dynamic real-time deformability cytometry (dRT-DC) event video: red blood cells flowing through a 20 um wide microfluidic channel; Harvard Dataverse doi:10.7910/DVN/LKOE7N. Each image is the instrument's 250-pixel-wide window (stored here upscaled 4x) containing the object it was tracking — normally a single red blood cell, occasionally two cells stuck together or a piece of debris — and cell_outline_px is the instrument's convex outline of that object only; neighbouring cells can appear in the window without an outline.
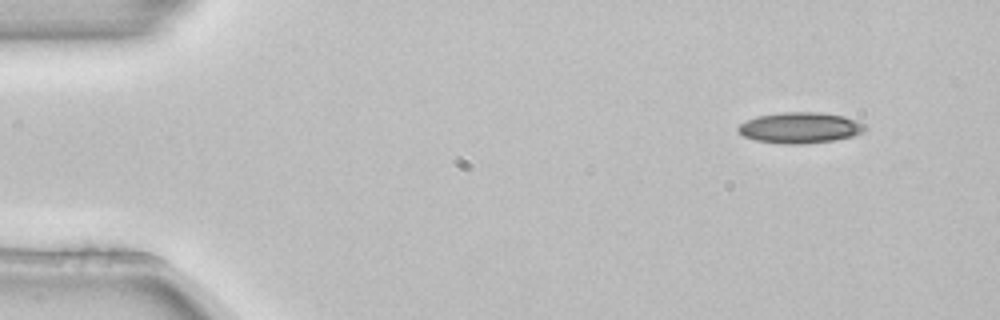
{"species": "common noctule bat (a hibernating species)", "species_latin": "Nyctalus noctula", "temperature_condition": "room temperature", "stored_images_in_passage": 4, "camera_frame_rate_fps": 3000, "um_per_image_px": 0.085, "animal": {"sex": "female", "body_mass_g": 22.7, "forearm_length_mm": 54.2}, "frame": {"image": 1, "passage_image": 1, "time_ms": 0.0, "image_size_px": [1000, 320], "cell_outline_px": [[868, 128], [864, 132], [852, 136], [832, 140], [804, 144], [780, 144], [756, 140], [744, 136], [736, 128], [740, 124], [756, 116], [784, 112], [820, 112], [844, 116], [856, 120], [864, 124]], "centroid_in_image_um": [68.02, 10.86], "position_along_channel_um": 17.0, "area_um2": 22.83}}
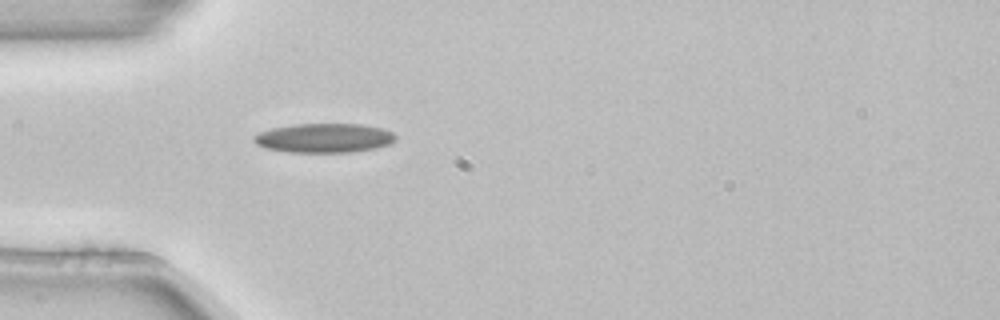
{"frame": {"image": 2, "passage_image": 4, "time_ms": 1.0, "image_size_px": [1000, 320], "cell_outline_px": [[396, 140], [392, 144], [376, 148], [352, 152], [288, 152], [264, 148], [256, 144], [252, 140], [252, 136], [260, 132], [272, 128], [292, 124], [360, 124], [384, 128], [392, 132], [396, 136]], "centroid_in_image_um": [27.56, 11.73], "position_along_channel_um": 57.4, "area_um2": 24.45}}